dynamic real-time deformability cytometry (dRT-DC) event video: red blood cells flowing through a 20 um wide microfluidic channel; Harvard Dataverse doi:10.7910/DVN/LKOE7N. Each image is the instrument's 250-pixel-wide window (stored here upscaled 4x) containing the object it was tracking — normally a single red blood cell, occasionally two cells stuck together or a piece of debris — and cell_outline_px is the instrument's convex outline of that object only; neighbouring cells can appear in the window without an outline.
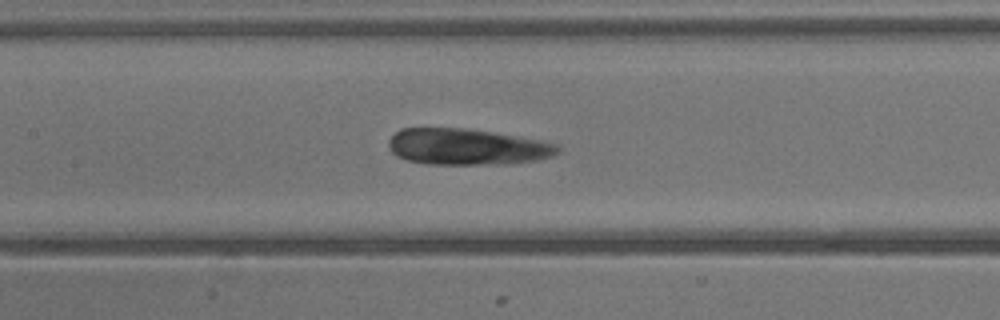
{"species": "common noctule bat (a hibernating species)", "species_latin": "Nyctalus noctula", "temperature_condition": "warm", "stored_images_in_passage": 5, "segment_of_instrument_passage": [2, 2], "camera_frame_rate_fps": 3000, "um_per_image_px": 0.085, "animal": {"sex": "male", "body_mass_g": 13.3}, "frame": {"image": 1, "passage_image": 5, "time_ms": 4.667, "image_size_px": [1000, 320], "cell_outline_px": [[560, 152], [552, 156], [536, 160], [508, 164], [428, 164], [404, 160], [396, 156], [388, 148], [388, 140], [400, 128], [468, 128], [540, 140], [556, 144], [560, 148]], "centroid_in_image_um": [39.66, 12.48], "position_along_channel_um": 167.7, "area_um2": 35.89}}